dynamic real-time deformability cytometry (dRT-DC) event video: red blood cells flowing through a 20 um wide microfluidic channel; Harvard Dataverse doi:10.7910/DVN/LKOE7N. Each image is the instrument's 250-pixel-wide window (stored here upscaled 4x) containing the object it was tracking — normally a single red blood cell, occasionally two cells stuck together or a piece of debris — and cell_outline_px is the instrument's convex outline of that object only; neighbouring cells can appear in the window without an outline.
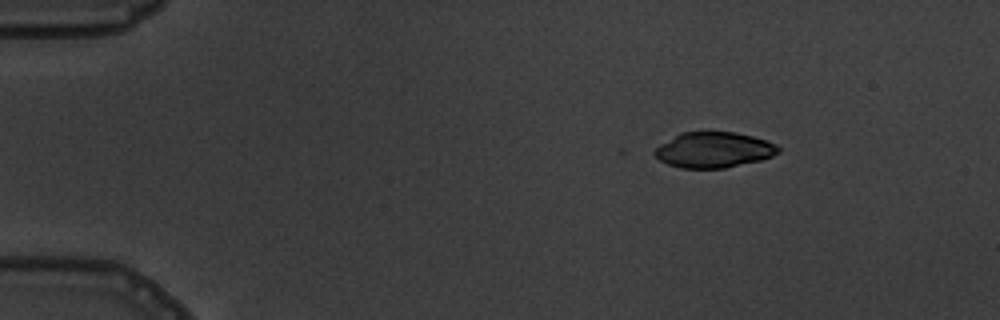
{"species": "common noctule bat (a hibernating species)", "species_latin": "Nyctalus noctula", "temperature_condition": "warm", "stored_images_in_passage": 7, "camera_frame_rate_fps": 3000, "um_per_image_px": 0.085, "animal": {"sex": "male", "body_mass_g": 19.5, "forearm_length_mm": 54.6}, "frame": {"image": 1, "passage_image": 2, "time_ms": 1.0, "image_size_px": [1000, 320], "cell_outline_px": [[780, 152], [772, 156], [760, 160], [724, 168], [680, 168], [668, 164], [660, 160], [652, 152], [660, 144], [680, 132], [736, 132], [768, 140], [776, 144], [780, 148]], "centroid_in_image_um": [60.68, 12.73], "position_along_channel_um": 24.3, "area_um2": 25.66}}